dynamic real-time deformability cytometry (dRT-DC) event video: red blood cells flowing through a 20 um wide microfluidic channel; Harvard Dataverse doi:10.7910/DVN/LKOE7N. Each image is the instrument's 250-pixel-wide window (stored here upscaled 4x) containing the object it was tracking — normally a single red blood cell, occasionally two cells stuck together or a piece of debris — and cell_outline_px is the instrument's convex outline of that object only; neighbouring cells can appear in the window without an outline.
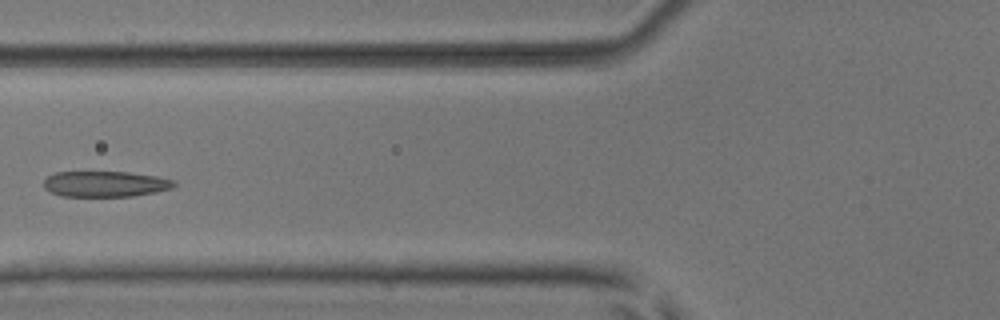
{"species": "common noctule bat (a hibernating species)", "species_latin": "Nyctalus noctula", "temperature_condition": "room temperature", "stored_images_in_passage": 6, "camera_frame_rate_fps": 3000, "um_per_image_px": 0.085, "animal": {"sex": "male", "body_mass_g": 17.9, "forearm_length_mm": 54.2}, "frame": {"image": 1, "passage_image": 6, "time_ms": 1.667, "image_size_px": [1000, 320], "cell_outline_px": [[176, 184], [172, 188], [156, 192], [132, 196], [60, 196], [44, 188], [44, 180], [48, 176], [56, 172], [128, 172], [156, 176], [176, 180]], "centroid_in_image_um": [8.97, 15.63], "position_along_channel_um": 116.8, "area_um2": 19.54}}